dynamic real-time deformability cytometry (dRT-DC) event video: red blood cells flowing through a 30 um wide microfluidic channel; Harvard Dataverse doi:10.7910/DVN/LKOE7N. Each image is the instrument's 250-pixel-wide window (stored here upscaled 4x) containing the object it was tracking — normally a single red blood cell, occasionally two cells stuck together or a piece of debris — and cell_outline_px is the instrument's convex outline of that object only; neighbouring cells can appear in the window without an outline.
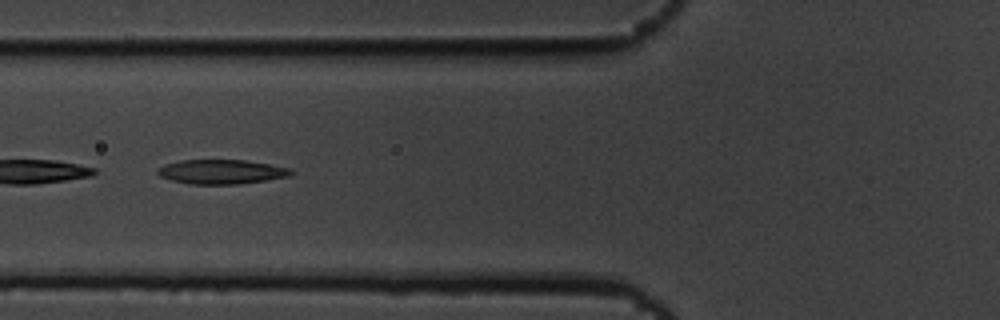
{"species": "common noctule bat (a hibernating species)", "species_latin": "Nyctalus noctula", "temperature_condition": "cold", "stored_images_in_passage": 32, "camera_frame_rate_fps": 3000, "um_per_image_px": 0.085, "animal": {"sex": "male", "body_mass_g": 19.5, "forearm_length_mm": 54.6}, "frame": {"image": 1, "passage_image": 19, "time_ms": 6.0, "image_size_px": [1000, 320], "cell_outline_px": [[296, 172], [288, 176], [268, 180], [240, 184], [188, 184], [172, 180], [160, 176], [156, 172], [156, 168], [164, 164], [180, 160], [244, 160], [292, 168]], "centroid_in_image_um": [18.82, 14.6], "position_along_channel_um": 107.0, "area_um2": 19.13}}